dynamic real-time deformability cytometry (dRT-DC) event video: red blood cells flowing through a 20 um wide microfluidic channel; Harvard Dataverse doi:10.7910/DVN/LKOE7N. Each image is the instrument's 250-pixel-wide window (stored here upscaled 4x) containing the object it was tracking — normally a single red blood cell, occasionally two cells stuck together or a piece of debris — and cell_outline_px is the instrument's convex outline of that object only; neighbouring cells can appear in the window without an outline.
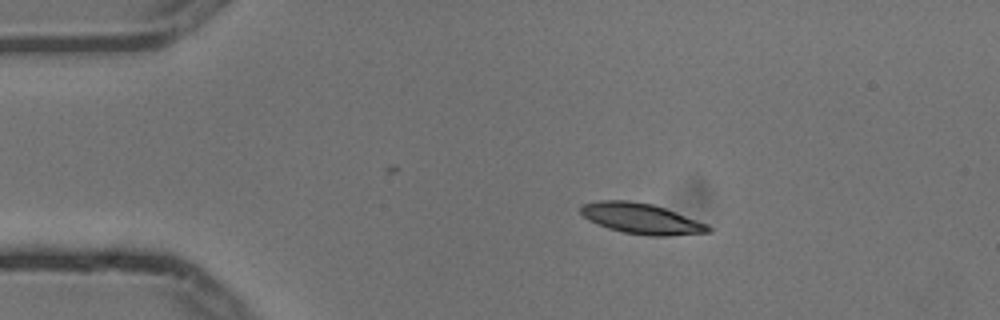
{"species": "common noctule bat (a hibernating species)", "species_latin": "Nyctalus noctula", "temperature_condition": "cold", "stored_images_in_passage": 4, "camera_frame_rate_fps": 3000, "um_per_image_px": 0.085, "animal": {"sex": "male", "body_mass_g": 13.3}, "frame": {"image": 1, "passage_image": 2, "time_ms": 0.333, "image_size_px": [1000, 320], "cell_outline_px": [[712, 232], [668, 236], [648, 236], [624, 232], [608, 228], [596, 224], [588, 220], [580, 212], [580, 204], [600, 200], [628, 200], [652, 204], [664, 208], [708, 224], [712, 228]], "centroid_in_image_um": [54.5, 18.58], "position_along_channel_um": 30.5, "area_um2": 22.83}}
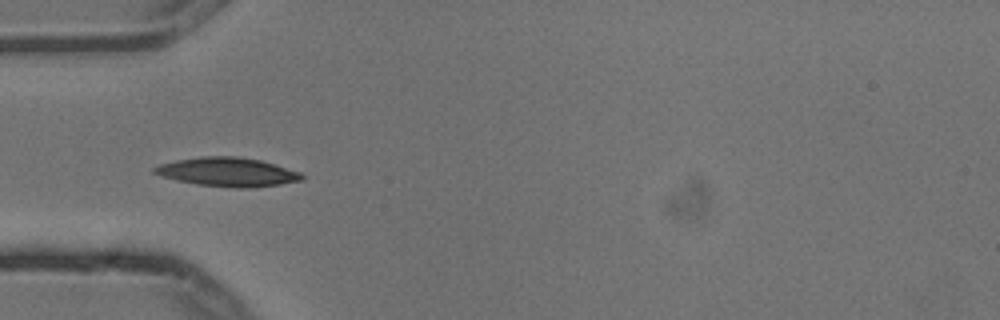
{"frame": {"image": 2, "passage_image": 4, "time_ms": 1.0, "image_size_px": [1000, 320], "cell_outline_px": [[304, 180], [280, 184], [248, 188], [236, 188], [196, 184], [176, 180], [152, 172], [152, 168], [160, 164], [176, 160], [200, 156], [240, 156], [260, 160], [300, 172], [304, 176]], "centroid_in_image_um": [19.34, 14.61], "position_along_channel_um": 65.7, "area_um2": 24.8}}